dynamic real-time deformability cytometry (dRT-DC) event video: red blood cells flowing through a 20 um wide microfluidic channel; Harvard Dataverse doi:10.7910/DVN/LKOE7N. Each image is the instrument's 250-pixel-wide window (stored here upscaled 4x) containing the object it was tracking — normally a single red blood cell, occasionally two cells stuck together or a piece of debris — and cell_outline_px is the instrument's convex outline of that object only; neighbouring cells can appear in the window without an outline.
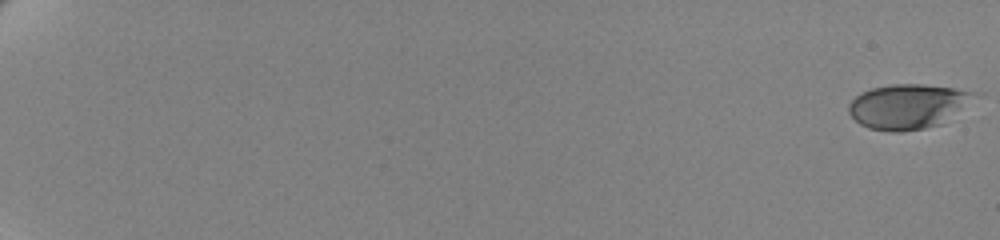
{"species": "human", "species_latin": "Homo sapiens", "temperature_condition": "cold", "stored_images_in_passage": 62, "camera_frame_rate_fps": 3000, "um_per_image_px": 0.085, "donor": {"sex": "female"}, "frame": {"image": 1, "passage_image": 1, "time_ms": 0.0, "image_size_px": [1000, 240], "cell_outline_px": [[984, 92], [940, 124], [924, 128], [900, 132], [892, 132], [868, 128], [860, 124], [848, 112], [848, 104], [860, 92], [872, 88], [892, 84], [924, 84]], "centroid_in_image_um": [77.18, 9.02], "position_along_channel_um": 7.8, "area_um2": 32.83}}
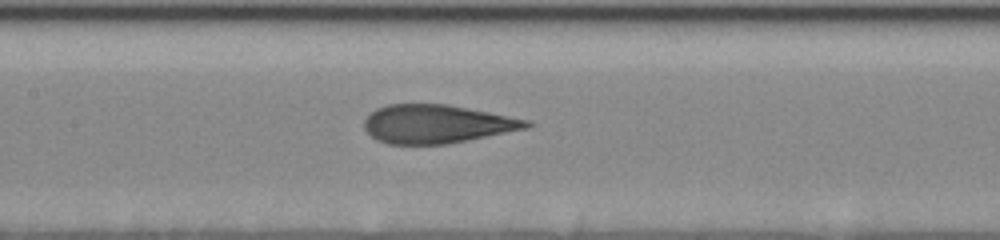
{"frame": {"image": 2, "passage_image": 35, "time_ms": 11.333, "image_size_px": [1000, 240], "cell_outline_px": [[532, 124], [528, 128], [448, 144], [388, 144], [376, 140], [364, 128], [364, 120], [376, 108], [388, 104], [448, 104], [528, 120]], "centroid_in_image_um": [37.1, 10.54], "position_along_channel_um": 170.3, "area_um2": 36.18}}
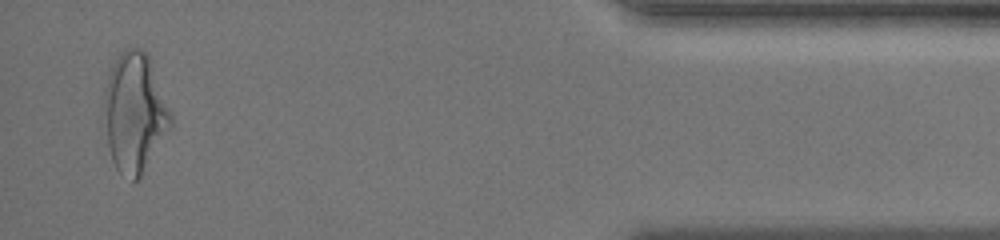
{"frame": {"image": 3, "passage_image": 61, "time_ms": 20.0, "image_size_px": [1000, 240], "cell_outline_px": [[172, 124], [140, 176], [136, 180], [132, 180], [120, 172], [116, 168], [112, 160], [108, 144], [104, 104], [104, 92], [112, 68], [116, 60], [128, 48], [140, 48], [148, 52], [172, 116]], "centroid_in_image_um": [11.46, 9.56], "position_along_channel_um": 423.7, "area_um2": 45.14}, "authors_computed_cell_mechanics": {"area_um2": 36.8764, "velocity_mm_per_s": 3.4962, "shape_relaxation_time_tau1_ms": 5.4468, "shape_relaxation_time_tau2_ms": 1.0919, "deformation_change_tau1": 0.191, "deformation_change_tau2": 0.097}}